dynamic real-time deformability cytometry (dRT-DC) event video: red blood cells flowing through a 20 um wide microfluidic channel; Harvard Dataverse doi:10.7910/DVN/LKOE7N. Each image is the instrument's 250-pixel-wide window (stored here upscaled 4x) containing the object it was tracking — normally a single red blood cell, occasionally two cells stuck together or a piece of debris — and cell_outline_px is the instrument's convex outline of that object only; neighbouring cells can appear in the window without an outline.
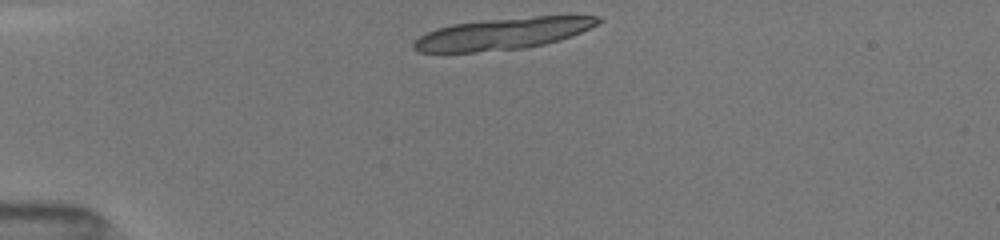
{"species": "common noctule bat (a hibernating species)", "species_latin": "Nyctalus noctula", "temperature_condition": "room temperature", "stored_images_in_passage": 26, "camera_frame_rate_fps": 3000, "um_per_image_px": 0.085, "animal": {"sex": "female", "body_mass_g": 19.5, "forearm_length_mm": 54.1}, "frame": {"image": 1, "passage_image": 1, "time_ms": 0.0, "image_size_px": [1000, 240], "cell_outline_px": [[604, 20], [580, 32], [560, 40], [544, 44], [524, 48], [472, 52], [420, 52], [412, 48], [412, 44], [420, 36], [428, 32], [452, 24], [488, 20], [536, 16], [600, 16]], "centroid_in_image_um": [42.74, 2.87], "position_along_channel_um": 42.3, "area_um2": 33.41}}
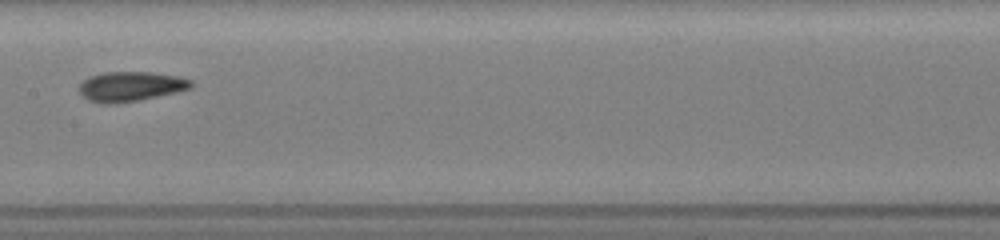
{"frame": {"image": 2, "passage_image": 9, "time_ms": 5.0, "image_size_px": [1000, 240], "cell_outline_px": [[196, 84], [192, 88], [176, 92], [136, 100], [112, 104], [100, 104], [88, 100], [80, 92], [80, 84], [84, 80], [92, 76], [104, 72], [148, 72], [176, 76], [192, 80]], "centroid_in_image_um": [11.13, 7.35], "position_along_channel_um": 196.3, "area_um2": 19.19}}
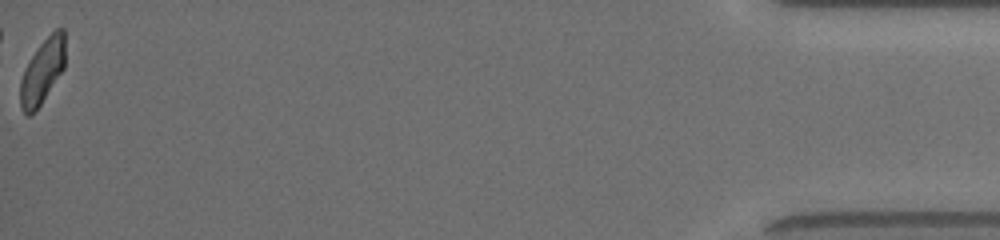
{"frame": {"image": 3, "passage_image": 26, "time_ms": 13.0, "image_size_px": [1000, 240], "cell_outline_px": [[64, 68], [40, 104], [28, 116], [24, 112], [20, 104], [20, 80], [32, 56], [40, 44], [56, 28], [64, 28]], "centroid_in_image_um": [3.61, 6.04], "position_along_channel_um": 431.6, "area_um2": 16.3}, "authors_computed_cell_mechanics": {"area_um2": 18.207, "velocity_mm_per_s": 4.0209, "shape_relaxation_time_tau1_ms": 4.2763, "shape_relaxation_time_tau2_ms": 1.8227, "deformation_change_tau1": 0.1371, "deformation_change_tau2": 0.0861}}